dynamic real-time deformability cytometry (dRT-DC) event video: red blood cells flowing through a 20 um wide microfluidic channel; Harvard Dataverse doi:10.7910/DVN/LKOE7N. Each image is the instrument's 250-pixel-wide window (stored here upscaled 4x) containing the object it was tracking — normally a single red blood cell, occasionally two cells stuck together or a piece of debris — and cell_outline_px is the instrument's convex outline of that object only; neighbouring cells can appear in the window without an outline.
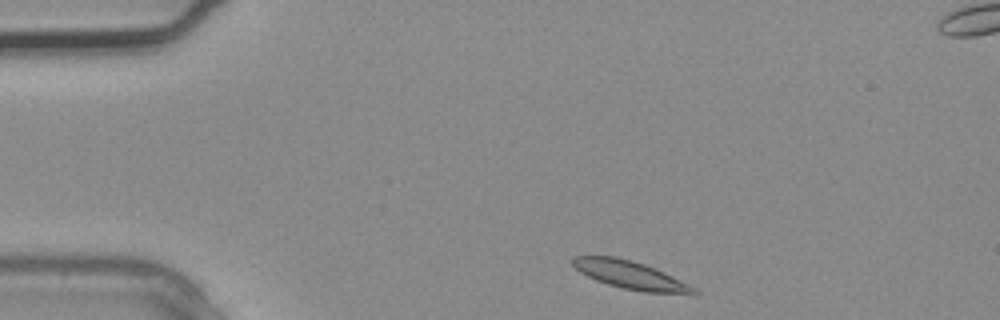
{"species": "common noctule bat (a hibernating species)", "species_latin": "Nyctalus noctula", "temperature_condition": "warm", "stored_images_in_passage": 2, "camera_frame_rate_fps": 3000, "um_per_image_px": 0.085, "animal": {"sex": "male", "body_mass_g": 20.4}, "frame": {"image": 1, "passage_image": 1, "time_ms": 0.0, "image_size_px": [1000, 320], "cell_outline_px": [[700, 292], [696, 296], [644, 292], [624, 288], [608, 284], [596, 280], [580, 272], [572, 264], [572, 256], [616, 256], [632, 260], [644, 264], [664, 272], [696, 288]], "centroid_in_image_um": [53.67, 23.4], "position_along_channel_um": 31.3, "area_um2": 20.0}}